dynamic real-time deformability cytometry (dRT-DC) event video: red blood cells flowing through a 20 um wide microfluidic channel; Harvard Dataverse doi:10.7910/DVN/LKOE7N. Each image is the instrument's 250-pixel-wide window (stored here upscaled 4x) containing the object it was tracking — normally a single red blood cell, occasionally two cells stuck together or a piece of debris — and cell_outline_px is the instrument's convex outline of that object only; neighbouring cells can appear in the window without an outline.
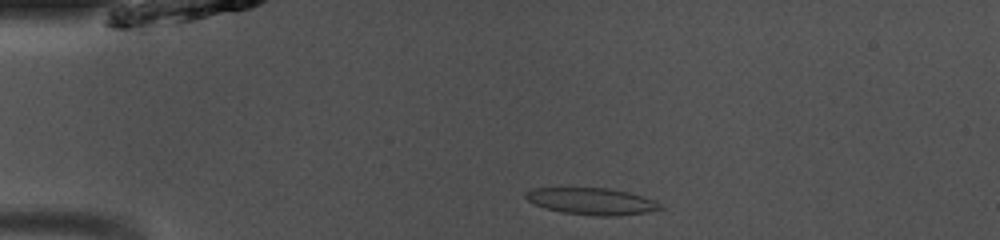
{"species": "common noctule bat (a hibernating species)", "species_latin": "Nyctalus noctula", "temperature_condition": "room temperature", "stored_images_in_passage": 40, "camera_frame_rate_fps": 3000, "um_per_image_px": 0.085, "animal": {"sex": "male", "body_mass_g": 13.0, "forearm_length_mm": 53.1}, "frame": {"image": 1, "passage_image": 2, "time_ms": 0.333, "image_size_px": [1000, 240], "cell_outline_px": [[664, 208], [644, 212], [616, 216], [596, 216], [560, 212], [544, 208], [528, 200], [524, 196], [524, 192], [532, 188], [608, 188], [628, 192], [656, 200]], "centroid_in_image_um": [50.27, 17.11], "position_along_channel_um": 34.7, "area_um2": 20.98}}
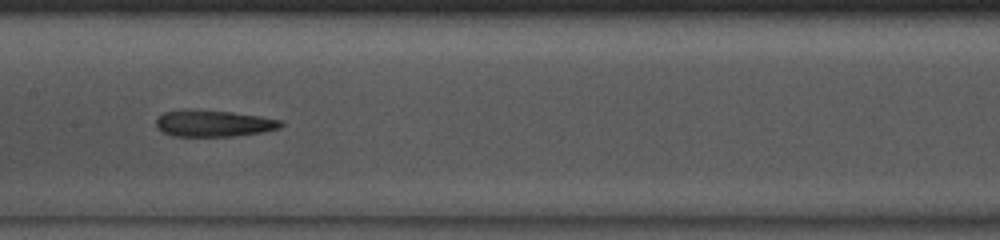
{"frame": {"image": 2, "passage_image": 16, "time_ms": 5.0, "image_size_px": [1000, 240], "cell_outline_px": [[284, 124], [280, 128], [264, 132], [232, 136], [172, 136], [164, 132], [156, 124], [156, 120], [164, 112], [232, 112], [260, 116], [284, 120]], "centroid_in_image_um": [18.29, 10.53], "position_along_channel_um": 189.1, "area_um2": 18.5}}
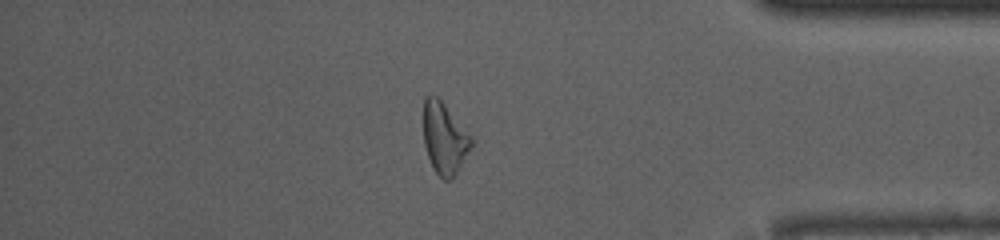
{"frame": {"image": 3, "passage_image": 33, "time_ms": 10.667, "image_size_px": [1000, 240], "cell_outline_px": [[472, 144], [452, 180], [444, 180], [436, 172], [428, 156], [424, 144], [424, 100], [428, 96], [436, 96], [440, 100], [472, 136]], "centroid_in_image_um": [37.77, 11.77], "position_along_channel_um": 397.4, "area_um2": 19.31}, "authors_computed_cell_mechanics": {"area_um2": 20.1144, "velocity_mm_per_s": 4.1269, "shape_relaxation_time_tau1_ms": null, "shape_relaxation_time_tau2_ms": 3.4544, "deformation_change_tau1": null, "deformation_change_tau2": 0.1463}}